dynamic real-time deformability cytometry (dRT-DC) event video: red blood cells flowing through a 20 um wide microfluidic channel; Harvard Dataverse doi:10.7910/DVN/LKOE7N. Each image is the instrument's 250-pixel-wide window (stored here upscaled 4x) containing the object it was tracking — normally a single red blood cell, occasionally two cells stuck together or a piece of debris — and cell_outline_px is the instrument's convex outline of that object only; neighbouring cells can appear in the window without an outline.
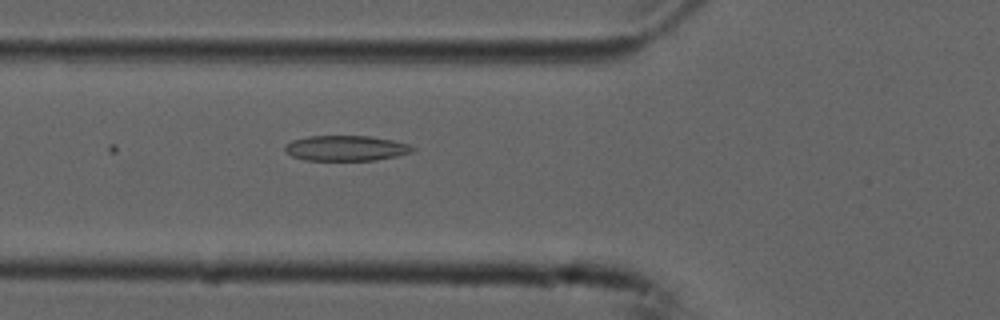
{"species": "common noctule bat (a hibernating species)", "species_latin": "Nyctalus noctula", "temperature_condition": "cold", "stored_images_in_passage": 6, "camera_frame_rate_fps": 3000, "um_per_image_px": 0.085, "animal": {"sex": "male", "forearm_length_mm": 52.5}, "frame": {"image": 1, "passage_image": 6, "time_ms": 1.667, "image_size_px": [1000, 320], "cell_outline_px": [[416, 148], [412, 152], [396, 156], [376, 160], [304, 160], [292, 156], [284, 152], [284, 144], [292, 140], [308, 136], [368, 136], [392, 140], [408, 144]], "centroid_in_image_um": [29.36, 12.59], "position_along_channel_um": 96.4, "area_um2": 18.9}}